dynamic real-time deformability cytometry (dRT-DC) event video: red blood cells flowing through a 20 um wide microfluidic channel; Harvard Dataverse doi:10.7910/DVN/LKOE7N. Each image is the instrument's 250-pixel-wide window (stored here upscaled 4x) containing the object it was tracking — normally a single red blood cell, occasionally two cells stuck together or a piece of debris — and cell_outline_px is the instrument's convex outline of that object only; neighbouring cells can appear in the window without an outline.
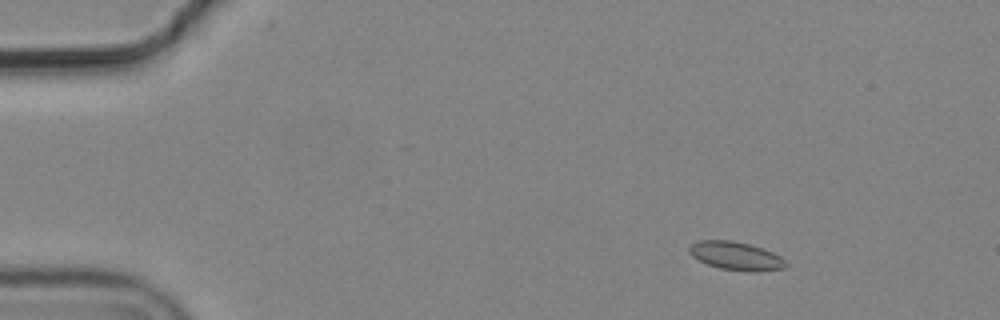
{"species": "common noctule bat (a hibernating species)", "species_latin": "Nyctalus noctula", "temperature_condition": "cold", "stored_images_in_passage": 8, "camera_frame_rate_fps": 3000, "um_per_image_px": 0.085, "animal": {"sex": "male", "body_mass_g": 19.2, "forearm_length_mm": 51.8}, "frame": {"image": 1, "passage_image": 3, "time_ms": 0.667, "image_size_px": [1000, 320], "cell_outline_px": [[788, 264], [784, 268], [760, 272], [756, 272], [720, 268], [708, 264], [692, 256], [688, 252], [688, 248], [692, 244], [700, 240], [732, 240], [752, 244], [764, 248], [780, 256]], "centroid_in_image_um": [62.58, 21.74], "position_along_channel_um": 22.4, "area_um2": 16.01}}
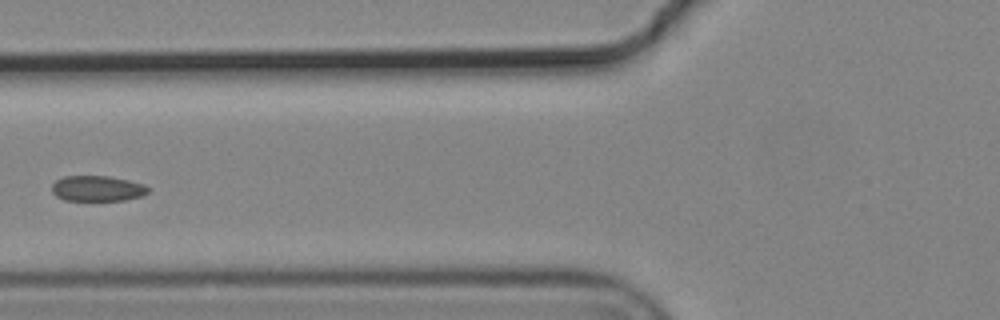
{"frame": {"image": 2, "passage_image": 7, "time_ms": 2.0, "image_size_px": [1000, 320], "cell_outline_px": [[148, 192], [140, 196], [124, 200], [64, 200], [56, 196], [52, 192], [52, 184], [56, 180], [64, 176], [108, 176], [128, 180], [144, 184], [148, 188]], "centroid_in_image_um": [8.24, 16.01], "position_along_channel_um": 117.6, "area_um2": 14.22}}
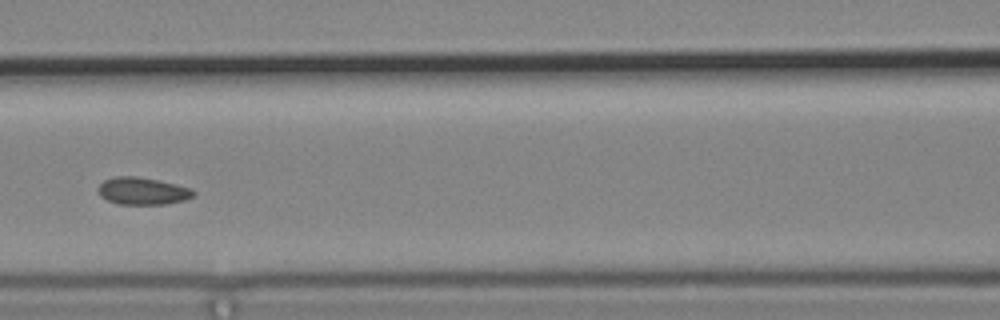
{"frame": {"image": 3, "passage_image": 8, "time_ms": 2.333, "image_size_px": [1000, 320], "cell_outline_px": [[196, 192], [192, 196], [184, 200], [164, 204], [120, 204], [108, 200], [100, 196], [96, 188], [104, 180], [116, 176], [136, 176], [160, 180], [192, 188]], "centroid_in_image_um": [12.11, 16.22], "position_along_channel_um": 154.5, "area_um2": 15.2}}